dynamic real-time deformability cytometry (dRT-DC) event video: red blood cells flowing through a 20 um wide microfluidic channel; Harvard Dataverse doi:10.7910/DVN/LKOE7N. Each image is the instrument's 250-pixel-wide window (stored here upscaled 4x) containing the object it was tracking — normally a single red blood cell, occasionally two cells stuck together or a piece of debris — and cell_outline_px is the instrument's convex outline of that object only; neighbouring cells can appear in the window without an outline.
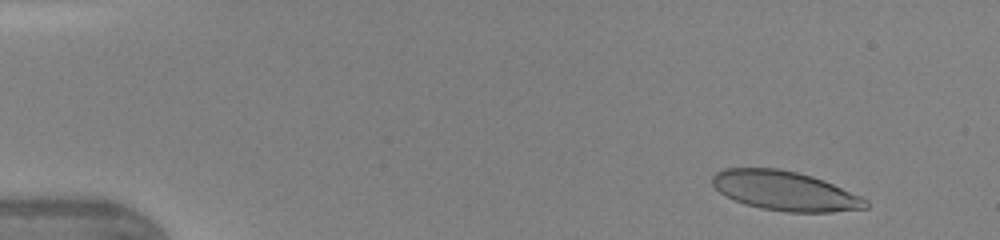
{"species": "human", "species_latin": "Homo sapiens", "temperature_condition": "warm", "stored_images_in_passage": 46, "camera_frame_rate_fps": 3000, "um_per_image_px": 0.085, "donor": {"sex": "female"}, "frame": {"image": 1, "passage_image": 4, "time_ms": 1.0, "image_size_px": [1000, 240], "cell_outline_px": [[868, 208], [832, 212], [788, 212], [760, 208], [744, 204], [720, 192], [712, 184], [712, 176], [716, 172], [724, 168], [780, 168], [812, 176], [824, 180], [860, 196], [868, 200]], "centroid_in_image_um": [66.72, 16.22], "position_along_channel_um": 18.3, "area_um2": 35.14}}
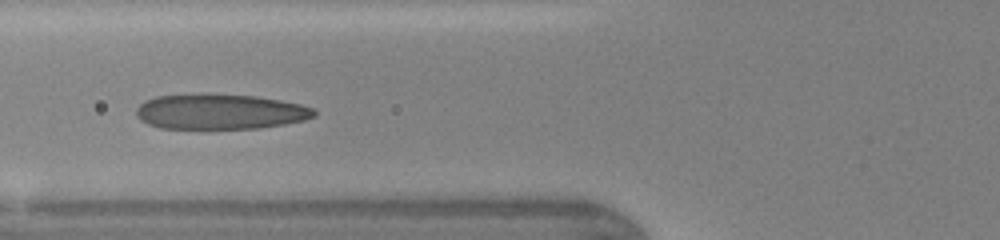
{"frame": {"image": 2, "passage_image": 18, "time_ms": 5.667, "image_size_px": [1000, 240], "cell_outline_px": [[316, 116], [304, 120], [284, 124], [260, 128], [160, 128], [148, 124], [140, 120], [136, 116], [136, 108], [144, 100], [156, 96], [208, 92], [256, 96], [280, 100], [300, 104], [312, 108], [316, 112]], "centroid_in_image_um": [18.67, 9.47], "position_along_channel_um": 107.1, "area_um2": 37.05}}
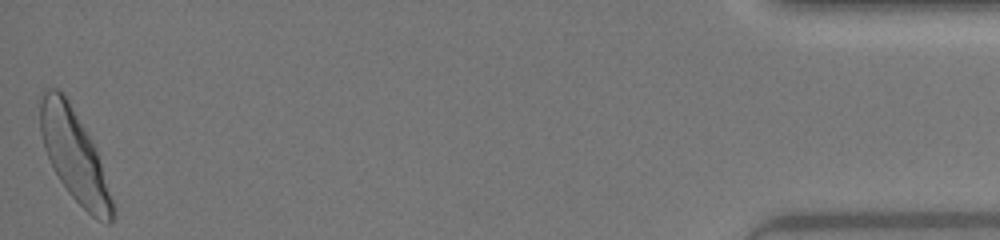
{"frame": {"image": 3, "passage_image": 46, "time_ms": 15.0, "image_size_px": [1000, 240], "cell_outline_px": [[112, 220], [108, 224], [96, 220], [68, 192], [60, 180], [44, 148], [40, 132], [40, 96], [44, 88], [56, 88], [68, 100], [88, 136], [96, 152], [112, 200]], "centroid_in_image_um": [6.26, 13.2], "position_along_channel_um": 428.9, "area_um2": 36.93}, "authors_computed_cell_mechanics": {"area_um2": 36.3273, "velocity_mm_per_s": 4.3299, "shape_relaxation_time_tau1_ms": 4.053, "shape_relaxation_time_tau2_ms": 0.7746, "deformation_change_tau1": 0.189, "deformation_change_tau2": 0.0716}}